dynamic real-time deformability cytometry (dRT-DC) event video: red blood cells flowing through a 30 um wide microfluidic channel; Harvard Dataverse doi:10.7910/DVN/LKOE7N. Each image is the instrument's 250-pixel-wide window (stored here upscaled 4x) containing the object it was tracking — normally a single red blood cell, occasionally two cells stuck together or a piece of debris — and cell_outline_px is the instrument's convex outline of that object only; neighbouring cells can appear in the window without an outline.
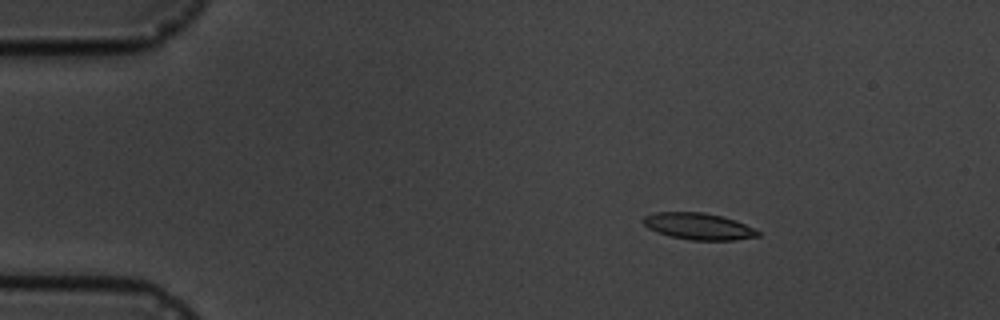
{"species": "common noctule bat (a hibernating species)", "species_latin": "Nyctalus noctula", "temperature_condition": "cold", "stored_images_in_passage": 3, "camera_frame_rate_fps": 3000, "um_per_image_px": 0.085, "animal": {"sex": "male", "body_mass_g": 19.5, "forearm_length_mm": 54.6}, "frame": {"image": 1, "passage_image": 1, "time_ms": 0.0, "image_size_px": [1000, 320], "cell_outline_px": [[760, 236], [736, 240], [688, 240], [656, 232], [648, 228], [644, 224], [644, 216], [656, 212], [704, 212], [724, 216], [736, 220], [760, 232]], "centroid_in_image_um": [59.39, 19.23], "position_along_channel_um": 25.6, "area_um2": 17.8}}
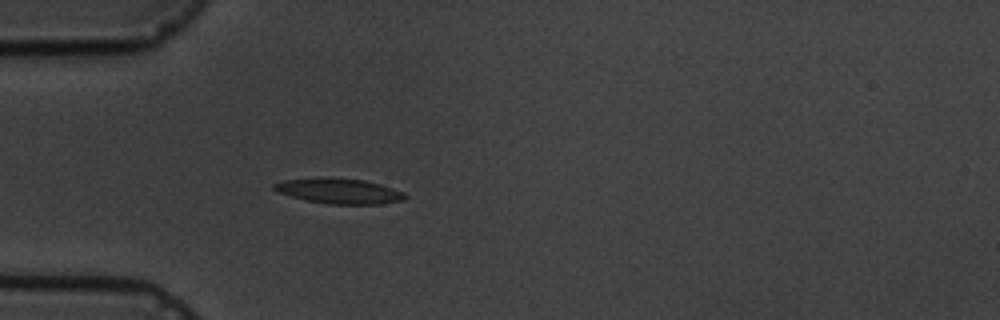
{"frame": {"image": 2, "passage_image": 3, "time_ms": 2.667, "image_size_px": [1000, 320], "cell_outline_px": [[408, 196], [404, 200], [380, 204], [328, 204], [308, 200], [292, 196], [280, 192], [272, 188], [272, 184], [284, 180], [364, 180], [380, 184], [404, 192]], "centroid_in_image_um": [28.92, 16.28], "position_along_channel_um": 56.1, "area_um2": 18.21}}